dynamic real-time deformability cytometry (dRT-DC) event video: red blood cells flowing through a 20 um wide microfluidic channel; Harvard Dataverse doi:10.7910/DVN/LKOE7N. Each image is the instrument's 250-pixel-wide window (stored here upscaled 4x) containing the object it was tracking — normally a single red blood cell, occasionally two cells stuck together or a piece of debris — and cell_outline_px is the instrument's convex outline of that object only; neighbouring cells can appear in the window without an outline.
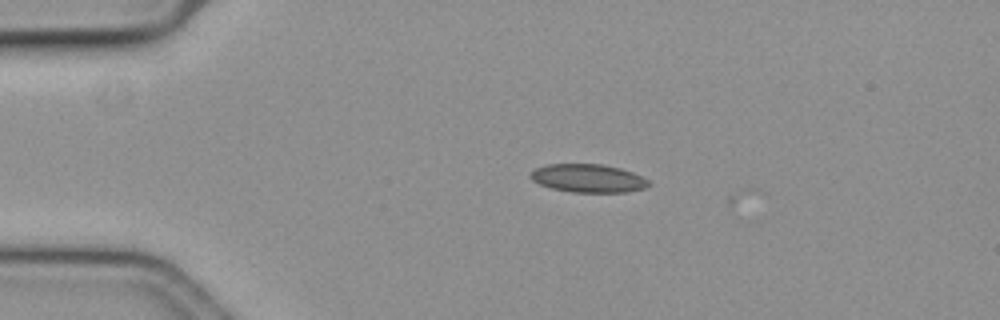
{"species": "common noctule bat (a hibernating species)", "species_latin": "Nyctalus noctula", "temperature_condition": "cold", "stored_images_in_passage": 10, "camera_frame_rate_fps": 3000, "um_per_image_px": 0.085, "animal": {"sex": "female", "body_mass_g": 19.3, "forearm_length_mm": 54.1}, "frame": {"image": 1, "passage_image": 1, "time_ms": 0.0, "image_size_px": [1000, 320], "cell_outline_px": [[652, 184], [644, 188], [628, 192], [572, 192], [552, 188], [540, 184], [532, 180], [528, 176], [536, 168], [548, 164], [600, 164], [620, 168], [632, 172], [648, 180]], "centroid_in_image_um": [49.99, 15.15], "position_along_channel_um": 35.0, "area_um2": 19.36}}
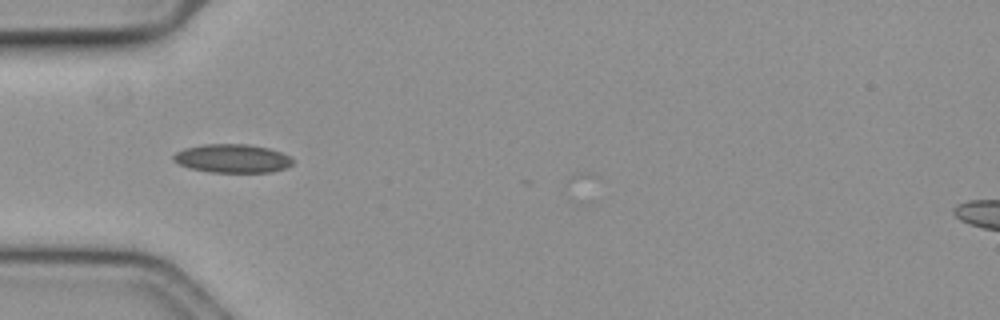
{"frame": {"image": 2, "passage_image": 7, "time_ms": 2.0, "image_size_px": [1000, 320], "cell_outline_px": [[292, 164], [288, 168], [272, 172], [208, 172], [188, 168], [172, 160], [172, 156], [176, 152], [184, 148], [204, 144], [248, 144], [268, 148], [280, 152], [288, 156], [292, 160]], "centroid_in_image_um": [19.72, 13.47], "position_along_channel_um": 65.3, "area_um2": 19.94}}